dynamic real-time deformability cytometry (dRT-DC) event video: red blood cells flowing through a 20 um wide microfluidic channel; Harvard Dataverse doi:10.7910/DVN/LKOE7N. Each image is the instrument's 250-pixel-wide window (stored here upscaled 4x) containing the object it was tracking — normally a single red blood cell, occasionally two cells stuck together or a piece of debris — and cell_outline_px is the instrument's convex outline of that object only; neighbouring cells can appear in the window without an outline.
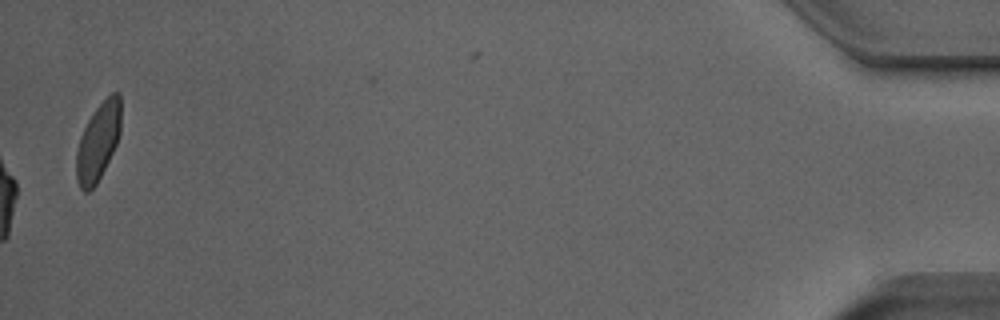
{"species": "Egyptian fruit bat (a non-hibernating species)", "species_latin": "Rousettus aegyptiacus", "temperature_condition": "room temperature", "stored_images_in_passage": 54, "camera_frame_rate_fps": 3000, "um_per_image_px": 0.085, "animal": {"sex": "male"}, "frame": {"image": 1, "passage_image": 54, "time_ms": 17.667, "image_size_px": [1000, 320], "cell_outline_px": [[120, 132], [116, 144], [96, 184], [88, 192], [84, 192], [80, 188], [76, 180], [76, 152], [80, 136], [88, 120], [96, 108], [112, 92], [120, 92]], "centroid_in_image_um": [8.32, 12.05], "position_along_channel_um": 426.9, "area_um2": 19.88}, "authors_computed_cell_mechanics": {"area_um2": 24.276, "velocity_mm_per_s": 3.8213, "shape_relaxation_time_tau1_ms": 4.2191, "shape_relaxation_time_tau2_ms": 1.3441, "deformation_change_tau1": 0.1683, "deformation_change_tau2": 0.0946}}